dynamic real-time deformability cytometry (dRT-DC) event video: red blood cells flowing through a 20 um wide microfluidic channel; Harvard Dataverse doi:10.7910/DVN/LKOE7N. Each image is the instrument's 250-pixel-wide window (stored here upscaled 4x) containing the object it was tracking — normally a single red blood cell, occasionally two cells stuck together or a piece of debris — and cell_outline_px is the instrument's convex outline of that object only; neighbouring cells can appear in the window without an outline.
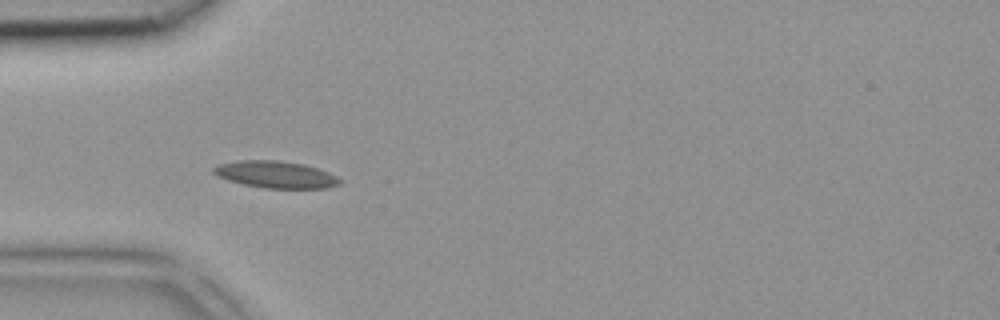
{"species": "common noctule bat (a hibernating species)", "species_latin": "Nyctalus noctula", "temperature_condition": "room temperature", "stored_images_in_passage": 5, "camera_frame_rate_fps": 3000, "um_per_image_px": 0.085, "animal": {"sex": "female", "body_mass_g": 18.4}, "frame": {"image": 1, "passage_image": 4, "time_ms": 1.0, "image_size_px": [1000, 320], "cell_outline_px": [[344, 180], [340, 184], [328, 188], [264, 188], [244, 184], [228, 180], [216, 176], [212, 172], [212, 168], [216, 164], [236, 160], [276, 160], [304, 164], [328, 172]], "centroid_in_image_um": [23.41, 14.83], "position_along_channel_um": 61.6, "area_um2": 20.0}}